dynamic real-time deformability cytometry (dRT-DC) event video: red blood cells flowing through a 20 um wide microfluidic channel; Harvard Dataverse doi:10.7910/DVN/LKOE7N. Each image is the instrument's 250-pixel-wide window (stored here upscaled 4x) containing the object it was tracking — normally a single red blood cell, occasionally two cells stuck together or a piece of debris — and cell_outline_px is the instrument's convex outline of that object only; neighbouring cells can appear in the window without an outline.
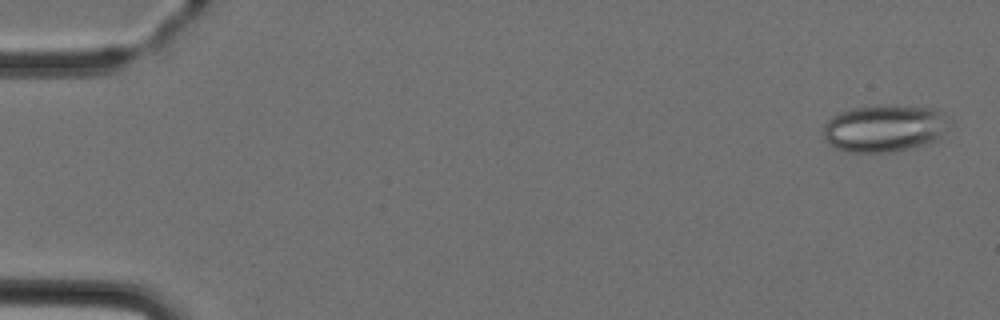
{"species": "Egyptian fruit bat (a non-hibernating species)", "species_latin": "Rousettus aegyptiacus", "temperature_condition": "cold", "stored_images_in_passage": 5, "camera_frame_rate_fps": 3000, "um_per_image_px": 0.085, "animal": {"sex": "female"}, "frame": {"image": 1, "passage_image": 1, "time_ms": 0.0, "image_size_px": [1000, 320], "cell_outline_px": [[940, 136], [928, 144], [888, 152], [852, 152], [836, 148], [824, 140], [824, 124], [832, 116], [840, 112], [852, 108], [936, 108], [940, 112]], "centroid_in_image_um": [75.0, 10.96], "position_along_channel_um": 10.0, "area_um2": 32.48}}